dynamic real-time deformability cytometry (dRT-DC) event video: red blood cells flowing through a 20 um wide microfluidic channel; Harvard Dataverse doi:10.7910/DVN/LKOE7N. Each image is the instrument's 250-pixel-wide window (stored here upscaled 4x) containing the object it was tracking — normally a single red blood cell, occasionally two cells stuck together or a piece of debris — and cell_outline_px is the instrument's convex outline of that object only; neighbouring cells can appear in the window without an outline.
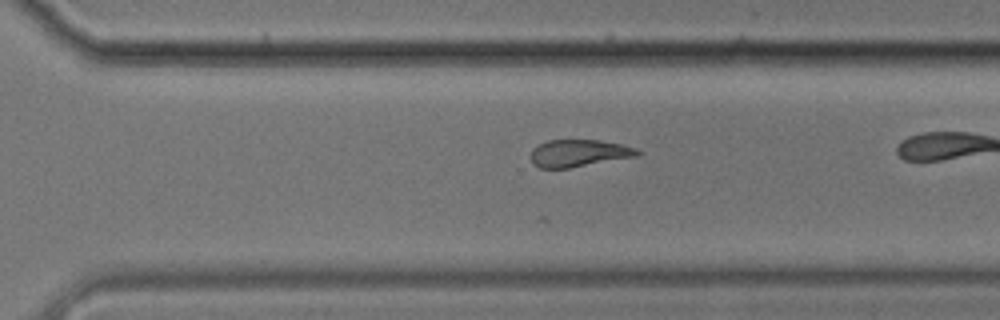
{"species": "common noctule bat (a hibernating species)", "species_latin": "Nyctalus noctula", "temperature_condition": "cold", "stored_images_in_passage": 26, "camera_frame_rate_fps": 3000, "um_per_image_px": 0.085, "animal": {"sex": "male", "body_mass_g": 17.9}, "frame": {"image": 1, "passage_image": 22, "time_ms": 7.0, "image_size_px": [1000, 320], "cell_outline_px": [[640, 156], [568, 168], [540, 168], [532, 164], [532, 148], [548, 140], [600, 140], [620, 144], [636, 148], [640, 152]], "centroid_in_image_um": [49.22, 13.02], "position_along_channel_um": 321.4, "area_um2": 16.88}}